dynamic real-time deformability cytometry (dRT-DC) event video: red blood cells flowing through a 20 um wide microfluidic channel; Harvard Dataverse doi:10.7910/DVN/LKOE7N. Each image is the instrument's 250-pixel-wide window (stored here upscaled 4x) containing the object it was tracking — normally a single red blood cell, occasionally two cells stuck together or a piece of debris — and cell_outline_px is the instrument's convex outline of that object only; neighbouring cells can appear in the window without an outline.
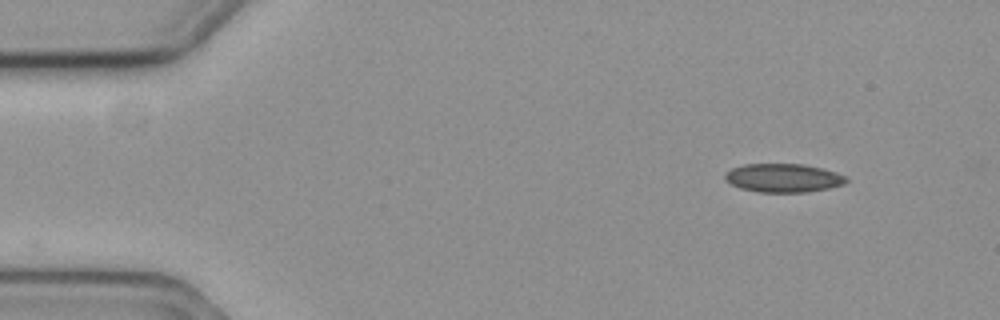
{"species": "common noctule bat (a hibernating species)", "species_latin": "Nyctalus noctula", "temperature_condition": "cold", "stored_images_in_passage": 34, "camera_frame_rate_fps": 3000, "um_per_image_px": 0.085, "animal": {"sex": "female", "body_mass_g": 19.3, "forearm_length_mm": 54.1}, "frame": {"image": 1, "passage_image": 1, "time_ms": 0.0, "image_size_px": [1000, 320], "cell_outline_px": [[848, 180], [844, 184], [828, 188], [808, 192], [756, 192], [740, 188], [724, 180], [724, 176], [732, 168], [744, 164], [804, 164], [836, 172], [848, 176]], "centroid_in_image_um": [66.59, 15.13], "position_along_channel_um": 18.4, "area_um2": 20.23}}
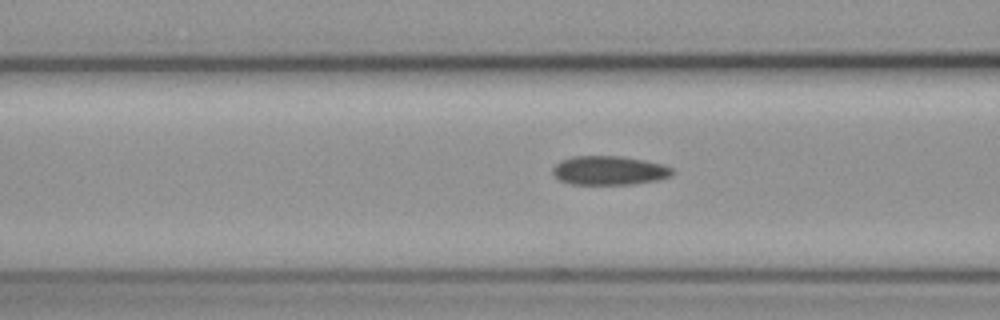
{"frame": {"image": 2, "passage_image": 17, "time_ms": 5.333, "image_size_px": [1000, 320], "cell_outline_px": [[676, 172], [672, 176], [656, 180], [632, 184], [572, 184], [560, 180], [552, 172], [552, 168], [560, 160], [572, 156], [624, 156], [664, 164], [672, 168]], "centroid_in_image_um": [51.81, 14.48], "position_along_channel_um": 114.8, "area_um2": 20.35}}
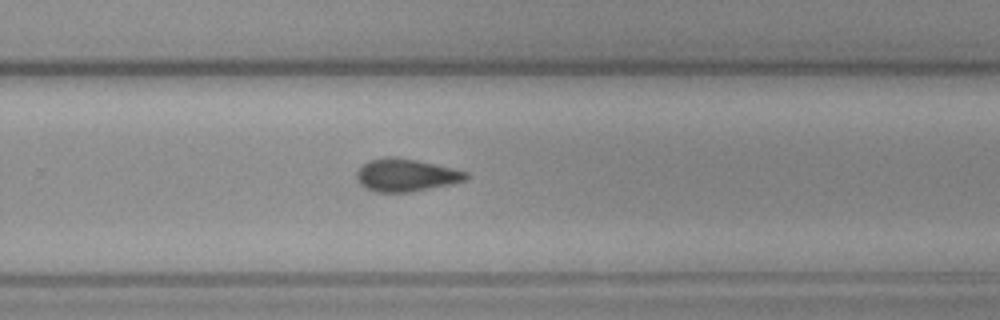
{"frame": {"image": 3, "passage_image": 32, "time_ms": 10.333, "image_size_px": [1000, 320], "cell_outline_px": [[468, 180], [452, 184], [408, 192], [376, 192], [364, 188], [360, 184], [356, 176], [356, 172], [368, 160], [416, 160], [452, 168], [468, 172]], "centroid_in_image_um": [34.55, 14.94], "position_along_channel_um": 295.3, "area_um2": 20.06}, "authors_computed_cell_mechanics": {"area_um2": 20.4612, "velocity_mm_per_s": 3.61, "shape_relaxation_time_tau1_ms": 7.197, "shape_relaxation_time_tau2_ms": null, "deformation_change_tau1": 0.1048, "deformation_change_tau2": null}}